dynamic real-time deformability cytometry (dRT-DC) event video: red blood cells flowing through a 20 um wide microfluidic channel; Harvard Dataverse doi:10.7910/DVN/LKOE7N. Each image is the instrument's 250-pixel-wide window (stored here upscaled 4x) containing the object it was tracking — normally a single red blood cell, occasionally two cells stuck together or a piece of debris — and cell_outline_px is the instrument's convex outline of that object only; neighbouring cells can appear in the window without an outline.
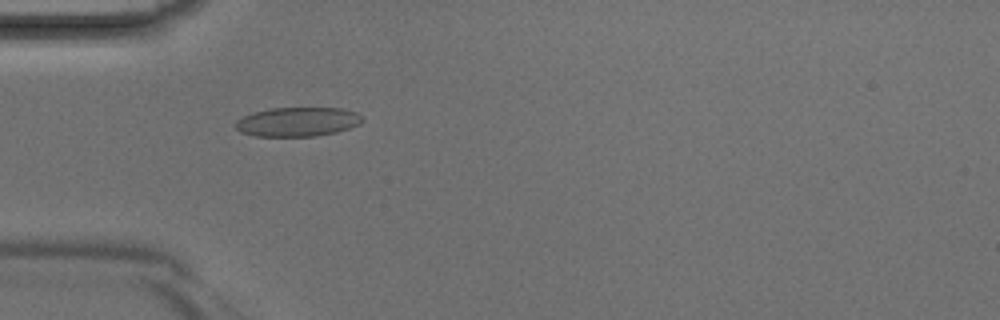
{"species": "Egyptian fruit bat (a non-hibernating species)", "species_latin": "Rousettus aegyptiacus", "temperature_condition": "room temperature", "stored_images_in_passage": 43, "camera_frame_rate_fps": 3000, "um_per_image_px": 0.085, "animal": {"sex": "male"}, "frame": {"image": 1, "passage_image": 13, "time_ms": 4.0, "image_size_px": [1000, 320], "cell_outline_px": [[364, 120], [360, 124], [336, 132], [316, 136], [256, 136], [240, 132], [236, 128], [236, 120], [252, 112], [272, 108], [340, 108], [356, 112]], "centroid_in_image_um": [25.29, 10.35], "position_along_channel_um": 59.7, "area_um2": 21.5}}
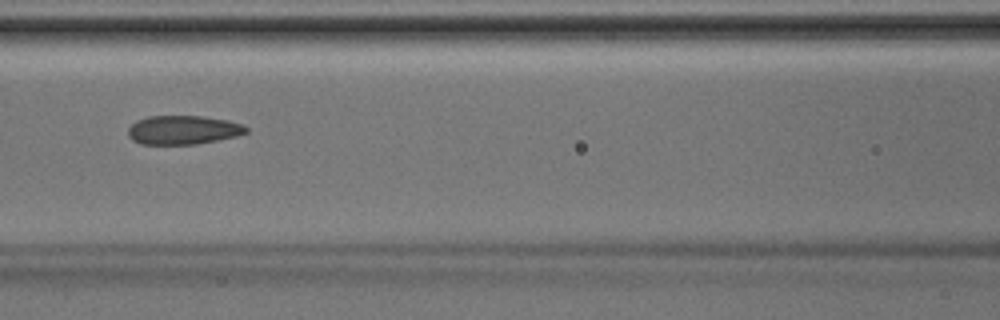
{"frame": {"image": 2, "passage_image": 19, "time_ms": 6.0, "image_size_px": [1000, 320], "cell_outline_px": [[248, 132], [236, 136], [196, 144], [140, 144], [132, 140], [128, 136], [128, 128], [136, 120], [148, 116], [200, 116], [228, 120], [244, 124], [248, 128]], "centroid_in_image_um": [15.56, 11.04], "position_along_channel_um": 151.0, "area_um2": 19.94}}
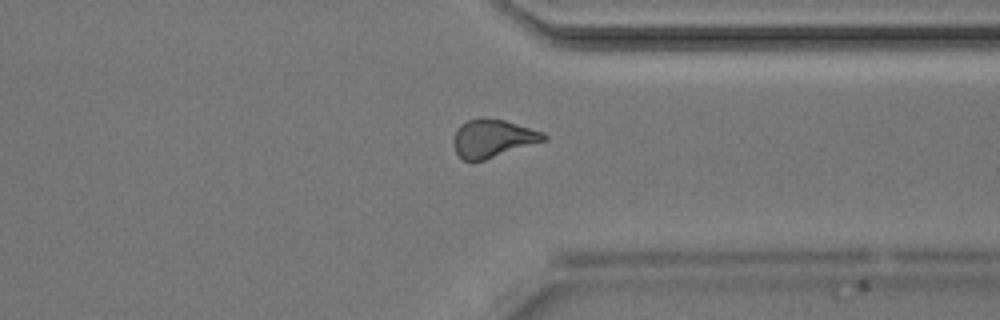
{"frame": {"image": 3, "passage_image": 33, "time_ms": 10.667, "image_size_px": [1000, 320], "cell_outline_px": [[548, 140], [484, 160], [464, 160], [456, 152], [452, 144], [452, 140], [456, 128], [460, 124], [468, 120], [480, 116], [504, 120], [544, 132], [548, 136]], "centroid_in_image_um": [41.88, 11.74], "position_along_channel_um": 369.5, "area_um2": 20.23}}